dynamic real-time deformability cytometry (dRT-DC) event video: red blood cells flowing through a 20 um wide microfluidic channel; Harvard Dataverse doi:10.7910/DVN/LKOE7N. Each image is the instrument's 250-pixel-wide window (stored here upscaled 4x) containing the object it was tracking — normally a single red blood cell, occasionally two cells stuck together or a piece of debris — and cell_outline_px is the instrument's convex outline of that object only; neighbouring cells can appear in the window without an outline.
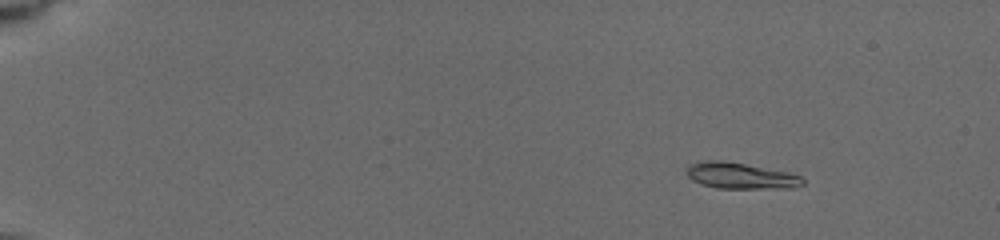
{"species": "common noctule bat (a hibernating species)", "species_latin": "Nyctalus noctula", "temperature_condition": "cold", "stored_images_in_passage": 8, "camera_frame_rate_fps": 3000, "um_per_image_px": 0.085, "animal": {"sex": "female", "body_mass_g": 19.5, "forearm_length_mm": 54.1}, "frame": {"image": 1, "passage_image": 2, "time_ms": 0.667, "image_size_px": [1000, 240], "cell_outline_px": [[804, 184], [792, 188], [716, 188], [692, 180], [684, 172], [688, 164], [704, 160], [724, 160], [788, 172], [800, 176], [804, 180]], "centroid_in_image_um": [62.91, 14.93], "position_along_channel_um": 22.1, "area_um2": 17.74}}